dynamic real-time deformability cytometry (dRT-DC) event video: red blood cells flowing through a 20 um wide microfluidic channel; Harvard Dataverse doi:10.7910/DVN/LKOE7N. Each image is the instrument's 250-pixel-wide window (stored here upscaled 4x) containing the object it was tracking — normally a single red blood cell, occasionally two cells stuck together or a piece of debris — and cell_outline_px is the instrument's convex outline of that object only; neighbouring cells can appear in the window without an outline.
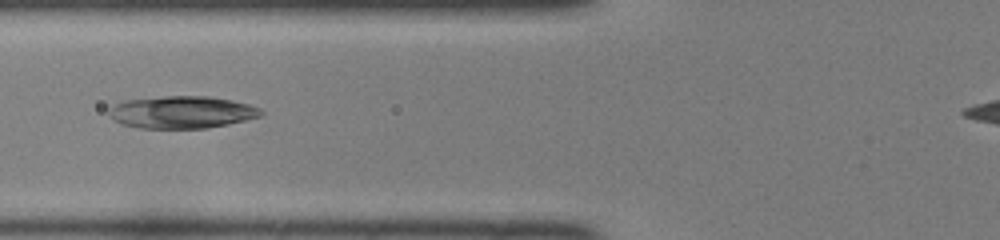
{"species": "common noctule bat (a hibernating species)", "species_latin": "Nyctalus noctula", "temperature_condition": "room temperature", "stored_images_in_passage": 26, "camera_frame_rate_fps": 3000, "um_per_image_px": 0.085, "animal": {"sex": "female", "body_mass_g": 22.0, "forearm_length_mm": 56.7}, "frame": {"image": 1, "passage_image": 8, "time_ms": 2.333, "image_size_px": [1000, 240], "cell_outline_px": [[264, 112], [260, 116], [228, 124], [204, 128], [140, 128], [124, 124], [116, 120], [108, 112], [116, 104], [124, 100], [164, 96], [208, 96], [232, 100], [248, 104], [260, 108]], "centroid_in_image_um": [15.49, 9.53], "position_along_channel_um": 110.3, "area_um2": 28.26}}